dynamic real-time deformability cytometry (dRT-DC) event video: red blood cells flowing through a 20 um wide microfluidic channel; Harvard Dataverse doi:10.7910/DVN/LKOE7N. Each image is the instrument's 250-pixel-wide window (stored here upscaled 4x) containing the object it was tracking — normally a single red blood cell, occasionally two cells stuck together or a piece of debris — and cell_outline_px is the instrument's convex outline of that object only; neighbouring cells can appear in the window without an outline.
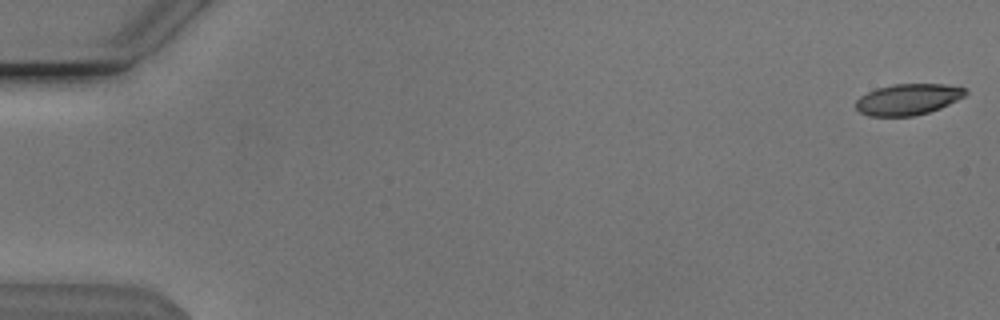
{"species": "Egyptian fruit bat (a non-hibernating species)", "species_latin": "Rousettus aegyptiacus", "temperature_condition": "cold", "stored_images_in_passage": 54, "camera_frame_rate_fps": 3000, "um_per_image_px": 0.085, "animal": {"sex": "male"}, "frame": {"image": 1, "passage_image": 1, "time_ms": 0.0, "image_size_px": [1000, 320], "cell_outline_px": [[968, 92], [964, 96], [940, 108], [928, 112], [912, 116], [868, 116], [860, 112], [856, 108], [856, 100], [860, 96], [876, 88], [892, 84], [944, 84], [964, 88]], "centroid_in_image_um": [77.15, 8.44], "position_along_channel_um": 7.9, "area_um2": 19.77}}
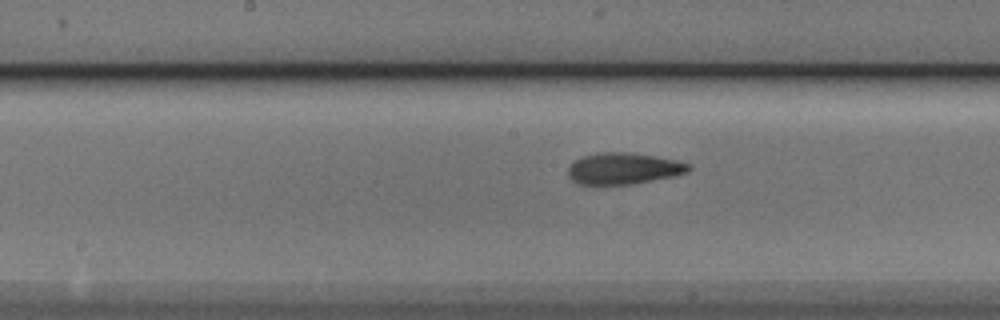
{"frame": {"image": 2, "passage_image": 28, "time_ms": 9.0, "image_size_px": [1000, 320], "cell_outline_px": [[692, 168], [688, 172], [676, 176], [632, 184], [580, 184], [572, 180], [568, 176], [568, 168], [576, 160], [584, 156], [600, 152], [632, 152], [656, 156], [676, 160], [692, 164]], "centroid_in_image_um": [53.06, 14.32], "position_along_channel_um": 195.1, "area_um2": 22.2}}
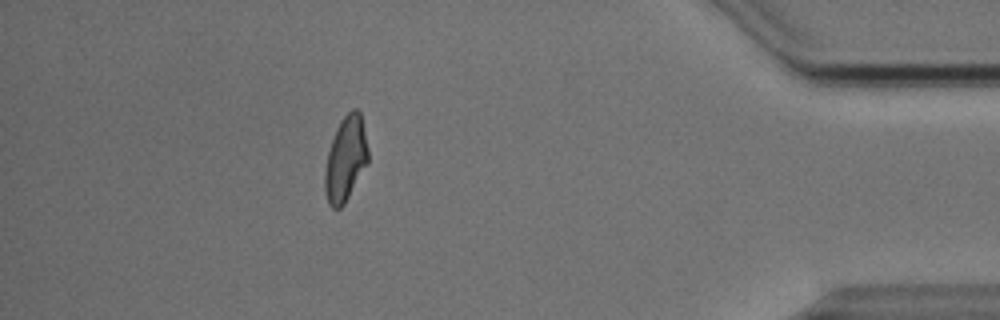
{"frame": {"image": 3, "passage_image": 48, "time_ms": 15.667, "image_size_px": [1000, 320], "cell_outline_px": [[368, 164], [344, 204], [340, 208], [332, 208], [328, 204], [324, 188], [324, 172], [328, 152], [336, 128], [340, 120], [352, 108], [356, 108], [360, 112], [368, 148]], "centroid_in_image_um": [29.37, 13.52], "position_along_channel_um": 405.8, "area_um2": 21.44}, "authors_computed_cell_mechanics": {"area_um2": 21.4438, "velocity_mm_per_s": 3.8455, "shape_relaxation_time_tau1_ms": 4.7554, "shape_relaxation_time_tau2_ms": 3.3948, "deformation_change_tau1": 0.1488, "deformation_change_tau2": 0.0878}}